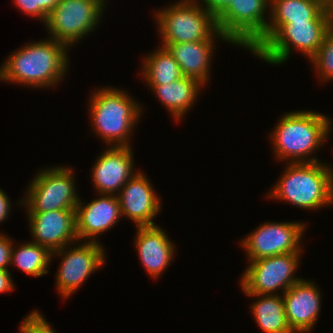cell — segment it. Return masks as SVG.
<instances>
[{"label":"cell","mask_w":333,"mask_h":333,"mask_svg":"<svg viewBox=\"0 0 333 333\" xmlns=\"http://www.w3.org/2000/svg\"><path fill=\"white\" fill-rule=\"evenodd\" d=\"M306 224L299 222H266L259 225L240 243L248 261L279 254L300 252ZM301 244V246H300Z\"/></svg>","instance_id":"cell-12"},{"label":"cell","mask_w":333,"mask_h":333,"mask_svg":"<svg viewBox=\"0 0 333 333\" xmlns=\"http://www.w3.org/2000/svg\"><path fill=\"white\" fill-rule=\"evenodd\" d=\"M14 249L12 246L10 265H14L26 274L34 277L43 276L52 260V252L37 243L25 242Z\"/></svg>","instance_id":"cell-24"},{"label":"cell","mask_w":333,"mask_h":333,"mask_svg":"<svg viewBox=\"0 0 333 333\" xmlns=\"http://www.w3.org/2000/svg\"><path fill=\"white\" fill-rule=\"evenodd\" d=\"M271 0H234L216 19L218 30L234 45L250 49L266 32Z\"/></svg>","instance_id":"cell-9"},{"label":"cell","mask_w":333,"mask_h":333,"mask_svg":"<svg viewBox=\"0 0 333 333\" xmlns=\"http://www.w3.org/2000/svg\"><path fill=\"white\" fill-rule=\"evenodd\" d=\"M122 217L129 218L137 227L155 226L153 222L160 208L161 199L143 172L136 173L118 193Z\"/></svg>","instance_id":"cell-13"},{"label":"cell","mask_w":333,"mask_h":333,"mask_svg":"<svg viewBox=\"0 0 333 333\" xmlns=\"http://www.w3.org/2000/svg\"><path fill=\"white\" fill-rule=\"evenodd\" d=\"M105 7L99 0H61L44 25L51 39L70 48L96 29Z\"/></svg>","instance_id":"cell-8"},{"label":"cell","mask_w":333,"mask_h":333,"mask_svg":"<svg viewBox=\"0 0 333 333\" xmlns=\"http://www.w3.org/2000/svg\"><path fill=\"white\" fill-rule=\"evenodd\" d=\"M167 7L155 15L162 43L208 40L218 30L216 18L195 0H181Z\"/></svg>","instance_id":"cell-6"},{"label":"cell","mask_w":333,"mask_h":333,"mask_svg":"<svg viewBox=\"0 0 333 333\" xmlns=\"http://www.w3.org/2000/svg\"><path fill=\"white\" fill-rule=\"evenodd\" d=\"M329 11L333 15V5L331 6V9Z\"/></svg>","instance_id":"cell-33"},{"label":"cell","mask_w":333,"mask_h":333,"mask_svg":"<svg viewBox=\"0 0 333 333\" xmlns=\"http://www.w3.org/2000/svg\"><path fill=\"white\" fill-rule=\"evenodd\" d=\"M234 0H197L201 7L209 11L216 19L229 7ZM204 3V5H201Z\"/></svg>","instance_id":"cell-29"},{"label":"cell","mask_w":333,"mask_h":333,"mask_svg":"<svg viewBox=\"0 0 333 333\" xmlns=\"http://www.w3.org/2000/svg\"><path fill=\"white\" fill-rule=\"evenodd\" d=\"M66 250V251H65ZM57 254L62 257L59 270L56 276V289L61 297L71 296L82 286L84 281L105 264V251L99 243L94 241H84L73 248L63 247L52 252V257Z\"/></svg>","instance_id":"cell-11"},{"label":"cell","mask_w":333,"mask_h":333,"mask_svg":"<svg viewBox=\"0 0 333 333\" xmlns=\"http://www.w3.org/2000/svg\"><path fill=\"white\" fill-rule=\"evenodd\" d=\"M23 319L20 329L24 333H56L38 310L32 311Z\"/></svg>","instance_id":"cell-27"},{"label":"cell","mask_w":333,"mask_h":333,"mask_svg":"<svg viewBox=\"0 0 333 333\" xmlns=\"http://www.w3.org/2000/svg\"><path fill=\"white\" fill-rule=\"evenodd\" d=\"M300 252L279 254L249 261L241 278V288L249 294H271L282 289V294L301 278L294 276Z\"/></svg>","instance_id":"cell-10"},{"label":"cell","mask_w":333,"mask_h":333,"mask_svg":"<svg viewBox=\"0 0 333 333\" xmlns=\"http://www.w3.org/2000/svg\"><path fill=\"white\" fill-rule=\"evenodd\" d=\"M67 47L54 39L28 43L4 61L0 80L32 87L59 84L68 67Z\"/></svg>","instance_id":"cell-1"},{"label":"cell","mask_w":333,"mask_h":333,"mask_svg":"<svg viewBox=\"0 0 333 333\" xmlns=\"http://www.w3.org/2000/svg\"><path fill=\"white\" fill-rule=\"evenodd\" d=\"M284 309L288 326L293 333L310 332L321 310L319 287L306 279L293 284L283 294Z\"/></svg>","instance_id":"cell-16"},{"label":"cell","mask_w":333,"mask_h":333,"mask_svg":"<svg viewBox=\"0 0 333 333\" xmlns=\"http://www.w3.org/2000/svg\"><path fill=\"white\" fill-rule=\"evenodd\" d=\"M134 100L129 93L119 88L106 86L93 92L89 102L92 130L102 137L105 144L117 147L131 146L130 134L143 109Z\"/></svg>","instance_id":"cell-4"},{"label":"cell","mask_w":333,"mask_h":333,"mask_svg":"<svg viewBox=\"0 0 333 333\" xmlns=\"http://www.w3.org/2000/svg\"><path fill=\"white\" fill-rule=\"evenodd\" d=\"M133 158L130 146H110L101 153L91 173L97 193L117 196L119 190L136 173L133 171Z\"/></svg>","instance_id":"cell-15"},{"label":"cell","mask_w":333,"mask_h":333,"mask_svg":"<svg viewBox=\"0 0 333 333\" xmlns=\"http://www.w3.org/2000/svg\"><path fill=\"white\" fill-rule=\"evenodd\" d=\"M309 61L313 62L315 72L321 76V81L333 79V25L325 33L319 50Z\"/></svg>","instance_id":"cell-25"},{"label":"cell","mask_w":333,"mask_h":333,"mask_svg":"<svg viewBox=\"0 0 333 333\" xmlns=\"http://www.w3.org/2000/svg\"><path fill=\"white\" fill-rule=\"evenodd\" d=\"M276 185L268 192L273 199L290 202L302 209L333 204V170L325 163H288Z\"/></svg>","instance_id":"cell-3"},{"label":"cell","mask_w":333,"mask_h":333,"mask_svg":"<svg viewBox=\"0 0 333 333\" xmlns=\"http://www.w3.org/2000/svg\"><path fill=\"white\" fill-rule=\"evenodd\" d=\"M268 25L300 21H333L329 10L313 0H271Z\"/></svg>","instance_id":"cell-21"},{"label":"cell","mask_w":333,"mask_h":333,"mask_svg":"<svg viewBox=\"0 0 333 333\" xmlns=\"http://www.w3.org/2000/svg\"><path fill=\"white\" fill-rule=\"evenodd\" d=\"M330 120L322 113L309 110L284 114L269 134L276 159L290 163L319 162L317 157L310 155L330 136Z\"/></svg>","instance_id":"cell-2"},{"label":"cell","mask_w":333,"mask_h":333,"mask_svg":"<svg viewBox=\"0 0 333 333\" xmlns=\"http://www.w3.org/2000/svg\"><path fill=\"white\" fill-rule=\"evenodd\" d=\"M160 47L143 60L142 77L147 85L172 83L184 77L178 62L170 52L165 47Z\"/></svg>","instance_id":"cell-23"},{"label":"cell","mask_w":333,"mask_h":333,"mask_svg":"<svg viewBox=\"0 0 333 333\" xmlns=\"http://www.w3.org/2000/svg\"><path fill=\"white\" fill-rule=\"evenodd\" d=\"M160 100L161 104L167 108L172 117L179 122L188 113L190 107L197 101L202 85L198 80L190 77L162 85H148Z\"/></svg>","instance_id":"cell-20"},{"label":"cell","mask_w":333,"mask_h":333,"mask_svg":"<svg viewBox=\"0 0 333 333\" xmlns=\"http://www.w3.org/2000/svg\"><path fill=\"white\" fill-rule=\"evenodd\" d=\"M32 242L48 248L51 252L74 244L76 234L75 210H53L27 213ZM72 242V243H71Z\"/></svg>","instance_id":"cell-14"},{"label":"cell","mask_w":333,"mask_h":333,"mask_svg":"<svg viewBox=\"0 0 333 333\" xmlns=\"http://www.w3.org/2000/svg\"><path fill=\"white\" fill-rule=\"evenodd\" d=\"M61 0H13L24 14L39 18L44 24L51 11Z\"/></svg>","instance_id":"cell-26"},{"label":"cell","mask_w":333,"mask_h":333,"mask_svg":"<svg viewBox=\"0 0 333 333\" xmlns=\"http://www.w3.org/2000/svg\"><path fill=\"white\" fill-rule=\"evenodd\" d=\"M100 195L85 205L80 199L76 205V234L80 241L97 242V236L111 229L122 216L118 196Z\"/></svg>","instance_id":"cell-17"},{"label":"cell","mask_w":333,"mask_h":333,"mask_svg":"<svg viewBox=\"0 0 333 333\" xmlns=\"http://www.w3.org/2000/svg\"><path fill=\"white\" fill-rule=\"evenodd\" d=\"M317 3H319L322 7H324L327 10L331 9V6L333 5V0H313Z\"/></svg>","instance_id":"cell-32"},{"label":"cell","mask_w":333,"mask_h":333,"mask_svg":"<svg viewBox=\"0 0 333 333\" xmlns=\"http://www.w3.org/2000/svg\"><path fill=\"white\" fill-rule=\"evenodd\" d=\"M333 21H300L268 25L265 34L249 49L269 64H283L293 47L309 60L317 53Z\"/></svg>","instance_id":"cell-5"},{"label":"cell","mask_w":333,"mask_h":333,"mask_svg":"<svg viewBox=\"0 0 333 333\" xmlns=\"http://www.w3.org/2000/svg\"><path fill=\"white\" fill-rule=\"evenodd\" d=\"M12 240L5 234L0 233V269L8 270L11 259Z\"/></svg>","instance_id":"cell-28"},{"label":"cell","mask_w":333,"mask_h":333,"mask_svg":"<svg viewBox=\"0 0 333 333\" xmlns=\"http://www.w3.org/2000/svg\"><path fill=\"white\" fill-rule=\"evenodd\" d=\"M217 35V36H216ZM220 38L224 42L232 44L219 30H217L208 40L187 42V43H162L173 58L178 62L182 74L198 80L204 85L210 74V64L215 49L214 38Z\"/></svg>","instance_id":"cell-18"},{"label":"cell","mask_w":333,"mask_h":333,"mask_svg":"<svg viewBox=\"0 0 333 333\" xmlns=\"http://www.w3.org/2000/svg\"><path fill=\"white\" fill-rule=\"evenodd\" d=\"M13 287L14 285L9 270L0 269V293H7L14 289Z\"/></svg>","instance_id":"cell-31"},{"label":"cell","mask_w":333,"mask_h":333,"mask_svg":"<svg viewBox=\"0 0 333 333\" xmlns=\"http://www.w3.org/2000/svg\"><path fill=\"white\" fill-rule=\"evenodd\" d=\"M137 229L134 244L141 264L150 277L158 278L172 263L176 248L174 242L158 225Z\"/></svg>","instance_id":"cell-19"},{"label":"cell","mask_w":333,"mask_h":333,"mask_svg":"<svg viewBox=\"0 0 333 333\" xmlns=\"http://www.w3.org/2000/svg\"><path fill=\"white\" fill-rule=\"evenodd\" d=\"M247 296H255L260 298L251 305V312L264 333H293L288 326L283 296L271 294H249Z\"/></svg>","instance_id":"cell-22"},{"label":"cell","mask_w":333,"mask_h":333,"mask_svg":"<svg viewBox=\"0 0 333 333\" xmlns=\"http://www.w3.org/2000/svg\"><path fill=\"white\" fill-rule=\"evenodd\" d=\"M11 203L7 194L0 188V222L7 219L10 212Z\"/></svg>","instance_id":"cell-30"},{"label":"cell","mask_w":333,"mask_h":333,"mask_svg":"<svg viewBox=\"0 0 333 333\" xmlns=\"http://www.w3.org/2000/svg\"><path fill=\"white\" fill-rule=\"evenodd\" d=\"M71 168L53 167L39 171L27 187L25 200L27 213L53 210H75L80 197L77 195Z\"/></svg>","instance_id":"cell-7"},{"label":"cell","mask_w":333,"mask_h":333,"mask_svg":"<svg viewBox=\"0 0 333 333\" xmlns=\"http://www.w3.org/2000/svg\"><path fill=\"white\" fill-rule=\"evenodd\" d=\"M99 1L102 2L104 5H106L105 3H107L106 0H99Z\"/></svg>","instance_id":"cell-34"}]
</instances>
